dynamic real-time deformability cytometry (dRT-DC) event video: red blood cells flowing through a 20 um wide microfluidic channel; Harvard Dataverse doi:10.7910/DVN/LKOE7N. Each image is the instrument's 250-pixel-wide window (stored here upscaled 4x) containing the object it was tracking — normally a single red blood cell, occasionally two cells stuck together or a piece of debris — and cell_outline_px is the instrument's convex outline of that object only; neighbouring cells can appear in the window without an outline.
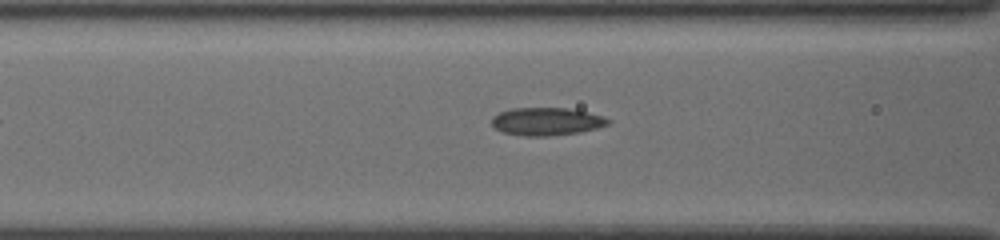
{"species": "common noctule bat (a hibernating species)", "species_latin": "Nyctalus noctula", "temperature_condition": "cold", "stored_images_in_passage": 29, "camera_frame_rate_fps": 3000, "um_per_image_px": 0.085, "animal": {"sex": "female", "body_mass_g": 19.5, "forearm_length_mm": 54.1}, "frame": {"image": 1, "passage_image": 5, "time_ms": 1.333, "image_size_px": [1000, 240], "cell_outline_px": [[612, 120], [608, 124], [596, 128], [580, 132], [548, 136], [524, 136], [504, 132], [496, 128], [492, 124], [492, 116], [500, 112], [512, 108], [568, 108], [588, 112], [604, 116]], "centroid_in_image_um": [46.48, 10.32], "position_along_channel_um": 120.1, "area_um2": 18.84}}
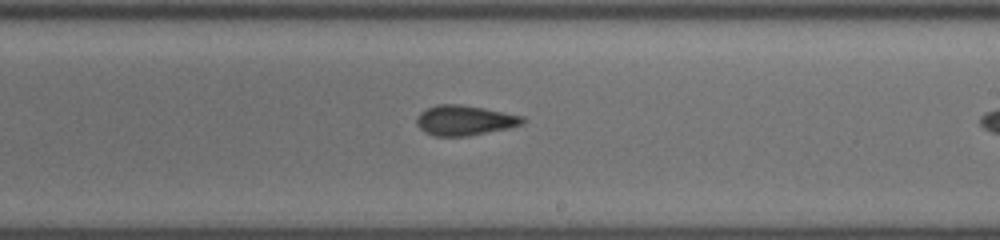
{"frame": {"image": 2, "passage_image": 15, "time_ms": 4.667, "image_size_px": [1000, 240], "cell_outline_px": [[528, 120], [524, 124], [508, 128], [468, 136], [432, 136], [424, 132], [416, 124], [416, 116], [420, 112], [436, 104], [460, 104], [484, 108], [524, 116]], "centroid_in_image_um": [39.5, 10.23], "position_along_channel_um": 249.5, "area_um2": 18.79}}
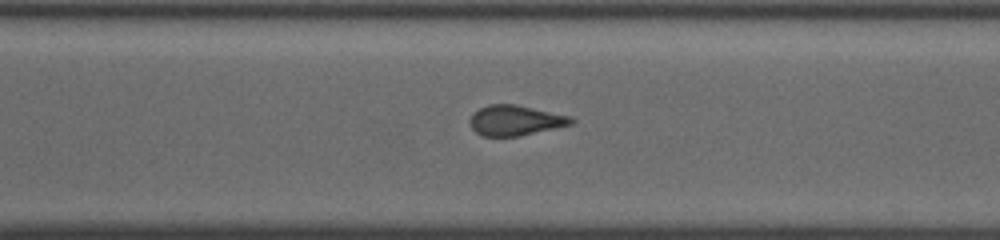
{"frame": {"image": 3, "passage_image": 21, "time_ms": 6.667, "image_size_px": [1000, 240], "cell_outline_px": [[576, 120], [572, 124], [556, 128], [516, 136], [484, 136], [476, 132], [472, 128], [468, 120], [472, 112], [488, 104], [516, 104], [572, 116]], "centroid_in_image_um": [43.8, 10.22], "position_along_channel_um": 326.8, "area_um2": 17.98}}